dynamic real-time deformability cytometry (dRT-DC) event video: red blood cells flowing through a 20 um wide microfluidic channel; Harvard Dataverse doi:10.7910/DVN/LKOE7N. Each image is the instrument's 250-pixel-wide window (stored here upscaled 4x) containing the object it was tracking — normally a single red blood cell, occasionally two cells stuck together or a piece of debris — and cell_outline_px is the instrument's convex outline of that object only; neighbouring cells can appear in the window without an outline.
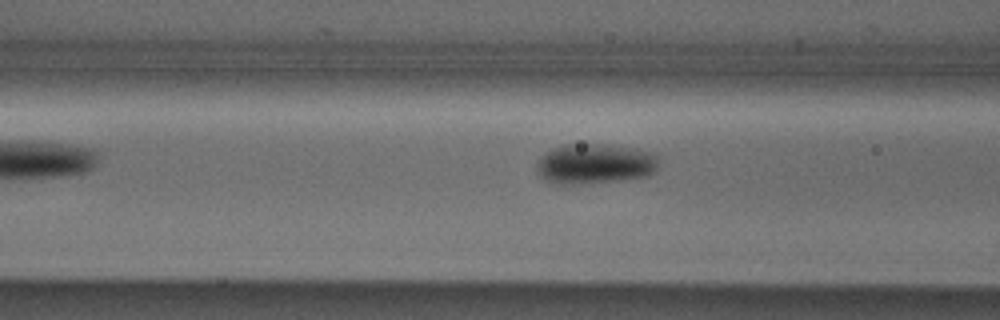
{"species": "Egyptian fruit bat (a non-hibernating species)", "species_latin": "Rousettus aegyptiacus", "temperature_condition": "cold", "stored_images_in_passage": 5, "camera_frame_rate_fps": 3000, "um_per_image_px": 0.085, "animal": {"sex": "male"}, "frame": {"image": 1, "passage_image": 4, "time_ms": 4.333, "image_size_px": [1000, 320], "cell_outline_px": [[660, 156], [656, 168], [652, 172], [644, 176], [616, 180], [564, 184], [556, 184], [544, 180], [536, 172], [536, 164], [540, 156], [544, 152], [560, 144], [604, 144], [636, 148]], "centroid_in_image_um": [50.49, 13.89], "position_along_channel_um": 116.1, "area_um2": 28.55}}